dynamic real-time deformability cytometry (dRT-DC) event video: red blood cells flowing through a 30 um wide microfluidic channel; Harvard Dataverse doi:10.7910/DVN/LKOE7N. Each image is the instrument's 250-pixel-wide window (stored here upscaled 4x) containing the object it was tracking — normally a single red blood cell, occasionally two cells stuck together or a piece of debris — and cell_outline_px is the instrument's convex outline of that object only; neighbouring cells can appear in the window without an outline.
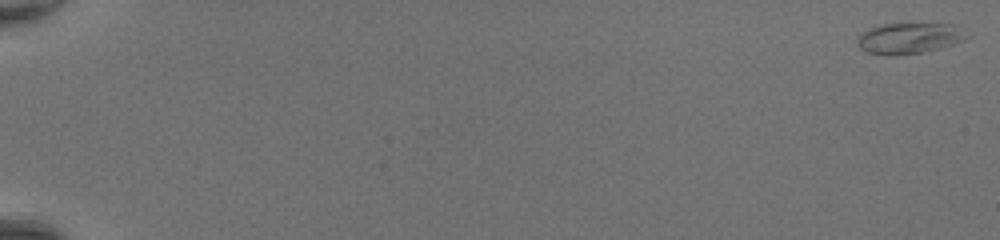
{"species": "common noctule bat (a hibernating species)", "species_latin": "Nyctalus noctula", "temperature_condition": "room temperature", "stored_images_in_passage": 50, "camera_frame_rate_fps": 3000, "um_per_image_px": 0.085, "animal": {"sex": "female", "body_mass_g": 20.0, "forearm_length_mm": 54.0}, "frame": {"image": 1, "passage_image": 1, "time_ms": 0.0, "image_size_px": [1000, 240], "cell_outline_px": [[972, 36], [964, 40], [940, 48], [924, 52], [896, 56], [888, 56], [864, 52], [856, 44], [856, 40], [860, 32], [868, 28], [884, 24], [960, 24]], "centroid_in_image_um": [77.3, 3.25], "position_along_channel_um": 7.7, "area_um2": 20.35}}
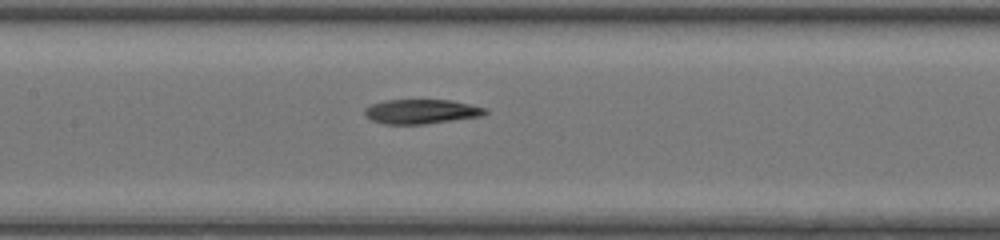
{"frame": {"image": 2, "passage_image": 27, "time_ms": 8.667, "image_size_px": [1000, 240], "cell_outline_px": [[488, 112], [484, 116], [424, 124], [384, 124], [372, 120], [364, 116], [364, 108], [372, 104], [384, 100], [452, 100], [488, 108]], "centroid_in_image_um": [35.83, 9.48], "position_along_channel_um": 171.6, "area_um2": 17.4}}
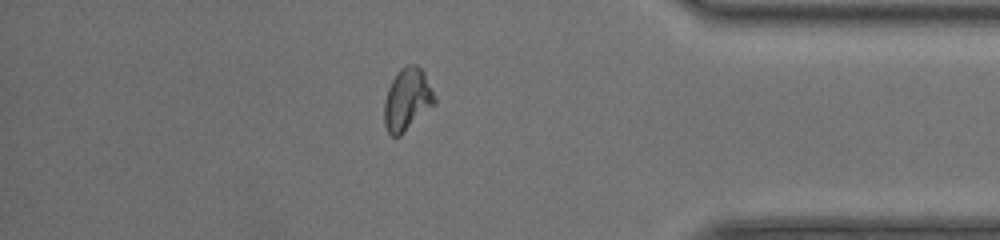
{"frame": {"image": 3, "passage_image": 44, "time_ms": 14.333, "image_size_px": [1000, 240], "cell_outline_px": [[436, 104], [400, 136], [392, 136], [388, 132], [384, 124], [384, 100], [388, 88], [396, 72], [400, 68], [408, 64], [416, 64], [424, 72], [436, 96]], "centroid_in_image_um": [34.62, 8.45], "position_along_channel_um": 400.6, "area_um2": 18.55}, "authors_computed_cell_mechanics": {"area_um2": 18.2648, "velocity_mm_per_s": 4.4033, "shape_relaxation_time_tau1_ms": null, "shape_relaxation_time_tau2_ms": 8.03, "deformation_change_tau1": null, "deformation_change_tau2": 0.142}}